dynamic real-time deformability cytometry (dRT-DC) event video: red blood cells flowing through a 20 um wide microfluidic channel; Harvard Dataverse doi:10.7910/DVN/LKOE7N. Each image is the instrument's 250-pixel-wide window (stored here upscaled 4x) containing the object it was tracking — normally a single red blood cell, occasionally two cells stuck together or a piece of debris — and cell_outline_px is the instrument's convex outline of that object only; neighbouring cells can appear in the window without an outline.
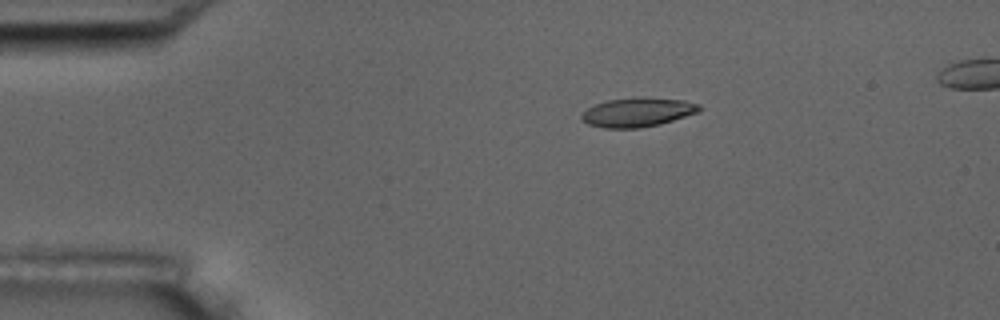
{"species": "common noctule bat (a hibernating species)", "species_latin": "Nyctalus noctula", "temperature_condition": "room temperature", "stored_images_in_passage": 5, "camera_frame_rate_fps": 3000, "um_per_image_px": 0.085, "animal": {"sex": "male", "body_mass_g": 17.5, "forearm_length_mm": 52.3}, "frame": {"image": 1, "passage_image": 3, "time_ms": 2.667, "image_size_px": [1000, 320], "cell_outline_px": [[704, 108], [700, 112], [660, 124], [640, 128], [604, 128], [588, 124], [580, 120], [580, 116], [588, 108], [596, 104], [608, 100], [644, 96], [684, 100], [700, 104]], "centroid_in_image_um": [54.24, 9.53], "position_along_channel_um": 30.8, "area_um2": 20.29}}